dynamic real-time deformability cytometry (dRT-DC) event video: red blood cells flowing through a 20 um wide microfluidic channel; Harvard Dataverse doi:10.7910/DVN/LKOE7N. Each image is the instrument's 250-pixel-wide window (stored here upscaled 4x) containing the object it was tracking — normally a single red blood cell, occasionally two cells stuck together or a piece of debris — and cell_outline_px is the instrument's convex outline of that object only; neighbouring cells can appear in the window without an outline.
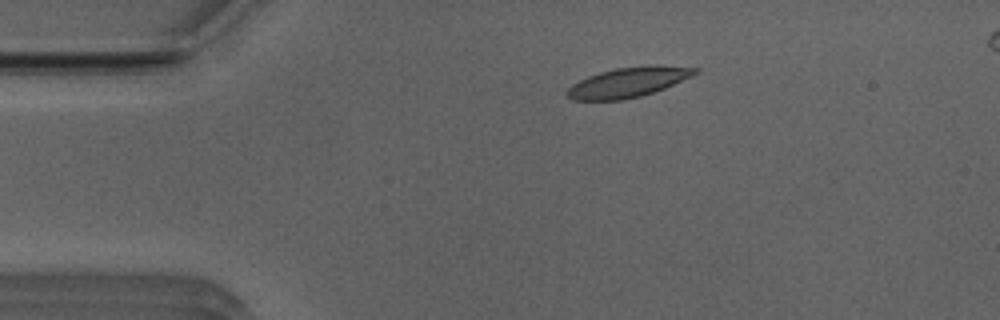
{"species": "Egyptian fruit bat (a non-hibernating species)", "species_latin": "Rousettus aegyptiacus", "temperature_condition": "room temperature", "stored_images_in_passage": 43, "camera_frame_rate_fps": 3000, "um_per_image_px": 0.085, "animal": {"sex": "male"}, "frame": {"image": 1, "passage_image": 1, "time_ms": 0.0, "image_size_px": [1000, 320], "cell_outline_px": [[700, 72], [692, 76], [664, 88], [640, 96], [620, 100], [572, 100], [564, 92], [572, 84], [588, 76], [600, 72], [616, 68], [656, 64], [660, 64], [700, 68]], "centroid_in_image_um": [53.42, 6.97], "position_along_channel_um": 31.6, "area_um2": 22.37}}
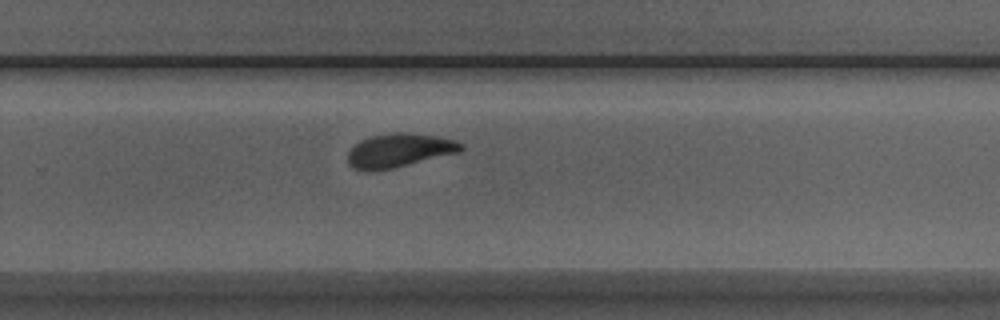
{"frame": {"image": 2, "passage_image": 25, "time_ms": 8.0, "image_size_px": [1000, 320], "cell_outline_px": [[464, 148], [460, 152], [392, 168], [372, 172], [364, 172], [352, 168], [348, 164], [348, 152], [360, 140], [368, 136], [392, 132], [408, 132], [436, 136], [456, 140], [464, 144]], "centroid_in_image_um": [33.91, 12.78], "position_along_channel_um": 295.9, "area_um2": 22.6}}
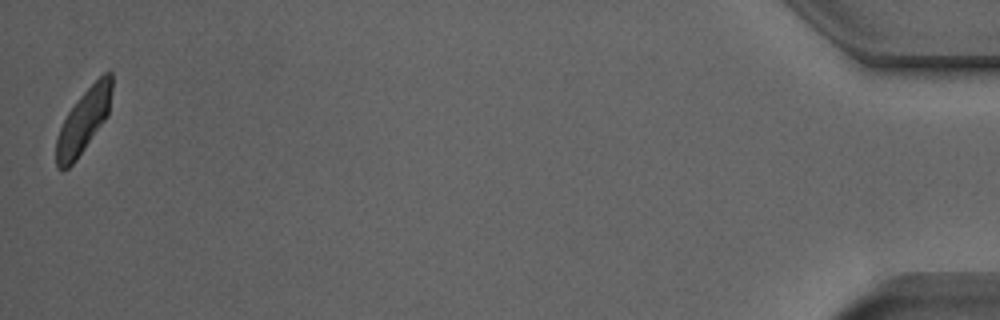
{"frame": {"image": 3, "passage_image": 43, "time_ms": 14.0, "image_size_px": [1000, 320], "cell_outline_px": [[112, 88], [108, 116], [76, 160], [68, 168], [56, 168], [56, 136], [68, 112], [80, 96], [104, 72], [112, 72]], "centroid_in_image_um": [7.11, 10.28], "position_along_channel_um": 428.1, "area_um2": 20.4}, "authors_computed_cell_mechanics": {"area_um2": 22.1374, "velocity_mm_per_s": 3.8765, "shape_relaxation_time_tau1_ms": 4.9817, "shape_relaxation_time_tau2_ms": 2.3961, "deformation_change_tau1": 0.1587, "deformation_change_tau2": 0.0846}}